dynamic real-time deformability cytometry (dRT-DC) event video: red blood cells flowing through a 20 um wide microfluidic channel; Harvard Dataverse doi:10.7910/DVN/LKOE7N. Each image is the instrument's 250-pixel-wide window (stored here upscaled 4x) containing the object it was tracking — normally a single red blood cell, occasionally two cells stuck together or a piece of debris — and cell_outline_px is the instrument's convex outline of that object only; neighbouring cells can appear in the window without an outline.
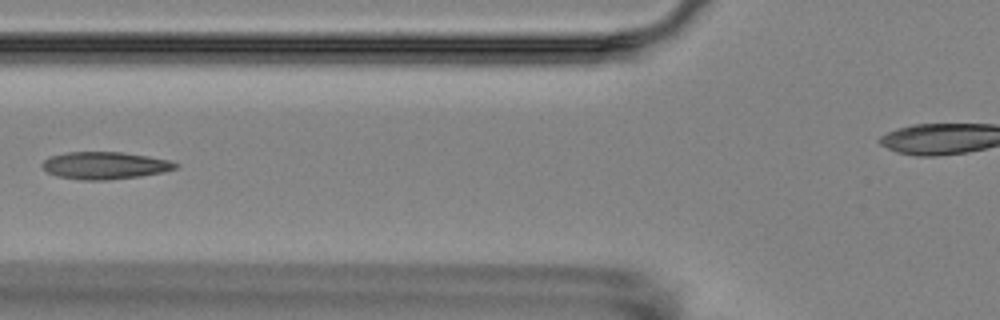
{"species": "Egyptian fruit bat (a non-hibernating species)", "species_latin": "Rousettus aegyptiacus", "temperature_condition": "room temperature", "stored_images_in_passage": 6, "camera_frame_rate_fps": 3000, "um_per_image_px": 0.085, "animal": {"sex": "female"}, "frame": {"image": 1, "passage_image": 6, "time_ms": 6.0, "image_size_px": [1000, 320], "cell_outline_px": [[180, 164], [176, 168], [160, 172], [140, 176], [108, 180], [84, 180], [56, 176], [48, 172], [40, 164], [48, 156], [68, 152], [124, 152], [148, 156], [168, 160]], "centroid_in_image_um": [8.88, 14.06], "position_along_channel_um": 116.9, "area_um2": 21.15}}